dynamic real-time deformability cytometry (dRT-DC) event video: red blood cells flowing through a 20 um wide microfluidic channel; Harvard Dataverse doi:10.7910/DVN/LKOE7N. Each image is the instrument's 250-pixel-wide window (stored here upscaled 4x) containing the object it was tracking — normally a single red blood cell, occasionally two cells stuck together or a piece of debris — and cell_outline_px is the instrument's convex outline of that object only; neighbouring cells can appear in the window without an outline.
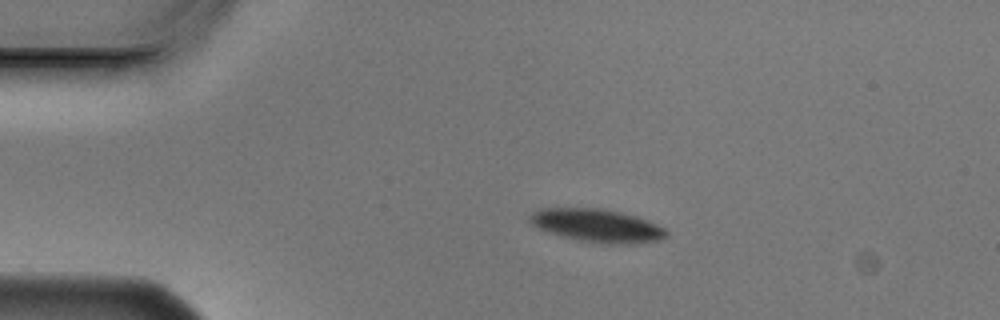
{"species": "Egyptian fruit bat (a non-hibernating species)", "species_latin": "Rousettus aegyptiacus", "temperature_condition": "cold", "stored_images_in_passage": 4, "camera_frame_rate_fps": 3000, "um_per_image_px": 0.085, "animal": {"sex": "male"}, "frame": {"image": 1, "passage_image": 2, "time_ms": 0.333, "image_size_px": [1000, 320], "cell_outline_px": [[668, 236], [660, 240], [632, 244], [600, 244], [580, 240], [548, 232], [532, 224], [528, 220], [528, 216], [532, 212], [540, 208], [596, 208], [620, 212], [636, 216], [648, 220], [664, 228], [668, 232]], "centroid_in_image_um": [50.77, 19.18], "position_along_channel_um": 34.2, "area_um2": 26.36}}
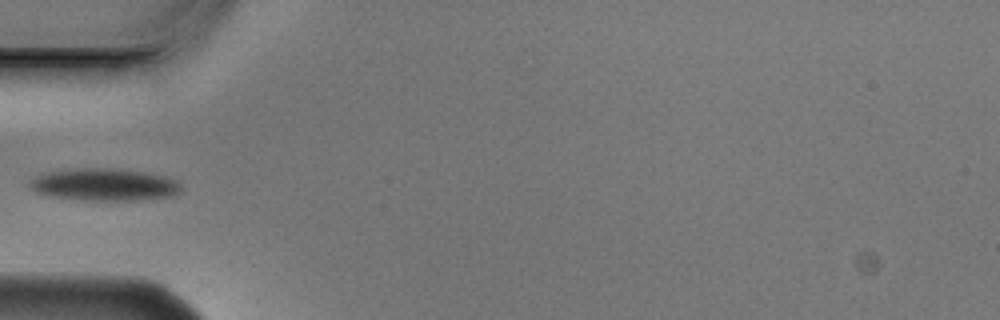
{"frame": {"image": 2, "passage_image": 4, "time_ms": 1.0, "image_size_px": [1000, 320], "cell_outline_px": [[180, 192], [172, 196], [140, 200], [84, 200], [48, 196], [36, 192], [28, 184], [28, 180], [36, 176], [48, 172], [76, 168], [112, 168], [144, 172], [168, 176], [176, 180], [180, 184]], "centroid_in_image_um": [8.87, 15.69], "position_along_channel_um": 76.1, "area_um2": 28.61}}